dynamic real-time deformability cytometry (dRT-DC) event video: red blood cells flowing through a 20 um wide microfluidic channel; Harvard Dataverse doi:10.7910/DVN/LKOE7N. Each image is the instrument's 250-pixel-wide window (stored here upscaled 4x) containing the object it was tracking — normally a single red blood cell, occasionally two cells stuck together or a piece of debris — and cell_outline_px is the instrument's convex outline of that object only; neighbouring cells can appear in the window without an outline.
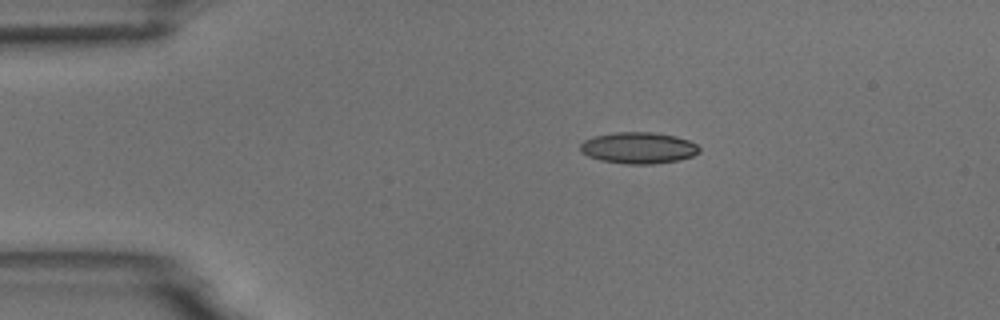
{"species": "common noctule bat (a hibernating species)", "species_latin": "Nyctalus noctula", "temperature_condition": "room temperature", "stored_images_in_passage": 4, "camera_frame_rate_fps": 3000, "um_per_image_px": 0.085, "animal": {"sex": "male", "body_mass_g": 18.8}, "frame": {"image": 1, "passage_image": 2, "time_ms": 2.0, "image_size_px": [1000, 320], "cell_outline_px": [[700, 152], [692, 156], [676, 160], [652, 164], [624, 164], [600, 160], [588, 156], [580, 152], [580, 144], [584, 140], [592, 136], [612, 132], [652, 132], [676, 136], [688, 140], [696, 144], [700, 148]], "centroid_in_image_um": [54.23, 12.56], "position_along_channel_um": 30.8, "area_um2": 21.91}}
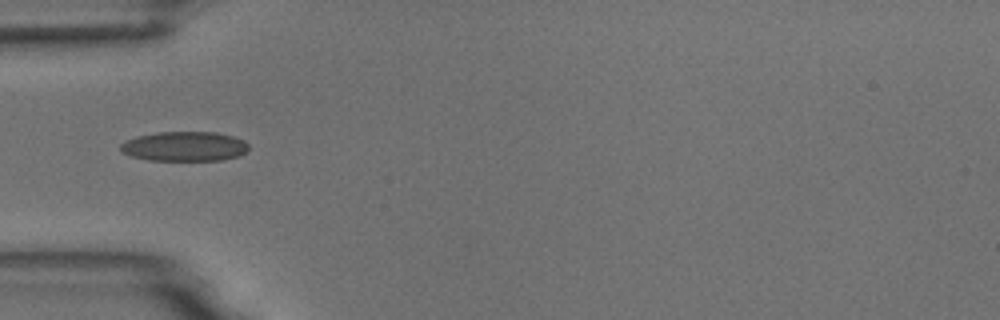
{"frame": {"image": 2, "passage_image": 4, "time_ms": 4.333, "image_size_px": [1000, 320], "cell_outline_px": [[248, 148], [240, 156], [224, 160], [148, 160], [132, 156], [120, 152], [120, 144], [136, 136], [156, 132], [216, 132], [232, 136], [244, 140], [248, 144]], "centroid_in_image_um": [15.68, 12.44], "position_along_channel_um": 69.3, "area_um2": 22.2}}